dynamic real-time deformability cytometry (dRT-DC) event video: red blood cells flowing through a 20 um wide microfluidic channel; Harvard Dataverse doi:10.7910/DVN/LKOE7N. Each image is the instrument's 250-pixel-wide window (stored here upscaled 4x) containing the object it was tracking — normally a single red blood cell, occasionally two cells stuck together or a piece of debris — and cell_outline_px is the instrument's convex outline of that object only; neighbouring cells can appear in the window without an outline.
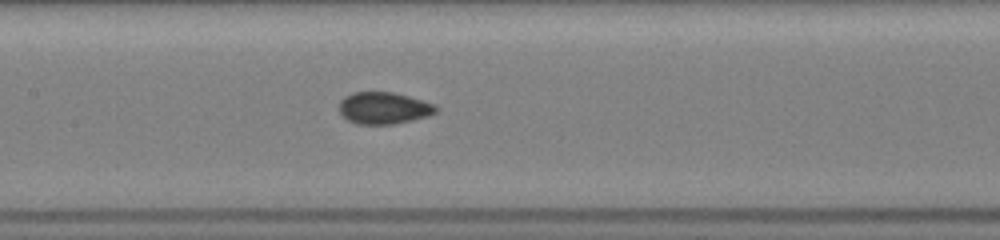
{"species": "common noctule bat (a hibernating species)", "species_latin": "Nyctalus noctula", "temperature_condition": "room temperature", "stored_images_in_passage": 48, "camera_frame_rate_fps": 3000, "um_per_image_px": 0.085, "animal": {"sex": "female", "body_mass_g": 19.5, "forearm_length_mm": 54.1}, "frame": {"image": 1, "passage_image": 8, "time_ms": 2.0, "image_size_px": [1000, 240], "cell_outline_px": [[440, 108], [436, 112], [428, 116], [412, 120], [392, 124], [356, 124], [348, 120], [340, 112], [340, 100], [344, 96], [352, 92], [396, 92], [436, 104]], "centroid_in_image_um": [32.65, 9.17], "position_along_channel_um": 174.7, "area_um2": 18.15}}
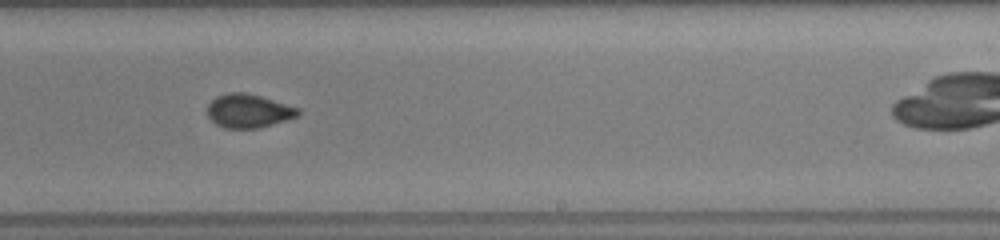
{"frame": {"image": 2, "passage_image": 21, "time_ms": 4.333, "image_size_px": [1000, 240], "cell_outline_px": [[300, 112], [296, 116], [260, 128], [224, 128], [216, 124], [208, 116], [208, 104], [216, 96], [228, 92], [244, 92], [260, 96], [300, 108]], "centroid_in_image_um": [21.1, 9.42], "position_along_channel_um": 267.9, "area_um2": 17.63}}
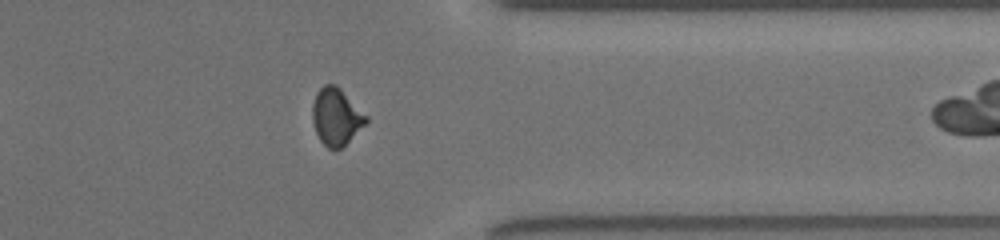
{"frame": {"image": 3, "passage_image": 44, "time_ms": 7.333, "image_size_px": [1000, 240], "cell_outline_px": [[368, 120], [340, 148], [328, 148], [320, 140], [316, 132], [312, 120], [312, 104], [316, 92], [324, 84], [336, 84], [368, 116]], "centroid_in_image_um": [28.55, 9.87], "position_along_channel_um": 382.9, "area_um2": 17.51}}